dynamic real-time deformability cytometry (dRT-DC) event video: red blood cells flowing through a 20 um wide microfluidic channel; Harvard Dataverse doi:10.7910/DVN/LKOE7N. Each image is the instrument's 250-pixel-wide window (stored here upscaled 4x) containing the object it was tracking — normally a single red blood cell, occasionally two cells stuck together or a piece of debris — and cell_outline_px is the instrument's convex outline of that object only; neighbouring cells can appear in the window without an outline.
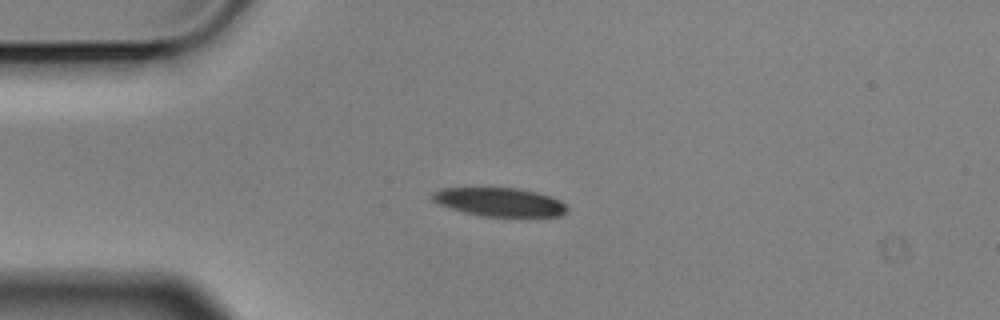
{"species": "Egyptian fruit bat (a non-hibernating species)", "species_latin": "Rousettus aegyptiacus", "temperature_condition": "cold", "stored_images_in_passage": 5, "camera_frame_rate_fps": 3000, "um_per_image_px": 0.085, "animal": {"sex": "male"}, "frame": {"image": 1, "passage_image": 2, "time_ms": 0.333, "image_size_px": [1000, 320], "cell_outline_px": [[568, 208], [560, 216], [484, 216], [464, 212], [440, 204], [432, 200], [432, 192], [440, 188], [480, 184], [520, 188], [536, 192], [560, 200]], "centroid_in_image_um": [42.37, 17.1], "position_along_channel_um": 42.6, "area_um2": 23.29}}
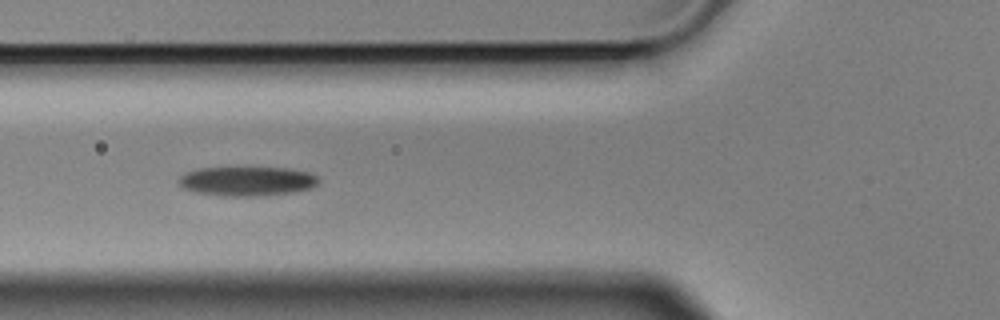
{"frame": {"image": 2, "passage_image": 4, "time_ms": 1.0, "image_size_px": [1000, 320], "cell_outline_px": [[320, 180], [312, 188], [292, 192], [252, 196], [224, 196], [196, 192], [180, 188], [176, 180], [184, 172], [200, 168], [288, 168], [308, 172], [316, 176]], "centroid_in_image_um": [20.93, 15.4], "position_along_channel_um": 104.9, "area_um2": 23.93}}
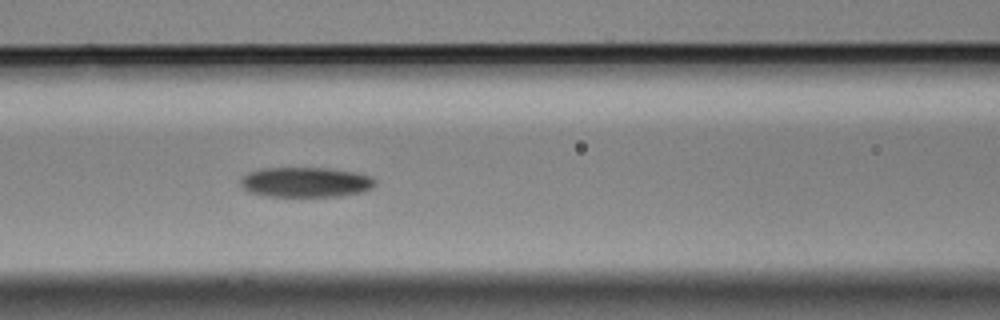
{"frame": {"image": 3, "passage_image": 5, "time_ms": 1.333, "image_size_px": [1000, 320], "cell_outline_px": [[376, 184], [372, 188], [364, 192], [340, 196], [264, 196], [248, 192], [240, 184], [240, 176], [248, 172], [260, 168], [328, 168], [356, 172], [372, 176], [376, 180]], "centroid_in_image_um": [25.98, 15.48], "position_along_channel_um": 140.6, "area_um2": 23.93}}